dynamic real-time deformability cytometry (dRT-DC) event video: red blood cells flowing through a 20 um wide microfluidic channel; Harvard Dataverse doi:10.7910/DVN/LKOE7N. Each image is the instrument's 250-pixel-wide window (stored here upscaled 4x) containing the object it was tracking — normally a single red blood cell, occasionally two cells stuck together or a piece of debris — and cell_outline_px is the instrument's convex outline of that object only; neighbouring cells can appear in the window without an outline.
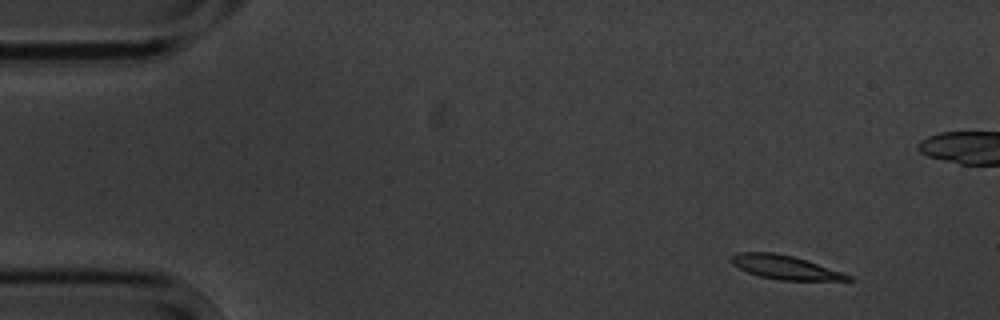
{"species": "common noctule bat (a hibernating species)", "species_latin": "Nyctalus noctula", "temperature_condition": "cold", "stored_images_in_passage": 5, "camera_frame_rate_fps": 3000, "um_per_image_px": 0.085, "animal": {"sex": "male", "body_mass_g": 20.1, "forearm_length_mm": 53.5}, "frame": {"image": 1, "passage_image": 1, "time_ms": 0.0, "image_size_px": [1000, 320], "cell_outline_px": [[856, 280], [780, 280], [760, 276], [748, 272], [732, 264], [732, 256], [740, 252], [772, 252], [792, 256], [808, 260], [852, 276]], "centroid_in_image_um": [66.76, 22.72], "position_along_channel_um": 18.2, "area_um2": 15.95}}